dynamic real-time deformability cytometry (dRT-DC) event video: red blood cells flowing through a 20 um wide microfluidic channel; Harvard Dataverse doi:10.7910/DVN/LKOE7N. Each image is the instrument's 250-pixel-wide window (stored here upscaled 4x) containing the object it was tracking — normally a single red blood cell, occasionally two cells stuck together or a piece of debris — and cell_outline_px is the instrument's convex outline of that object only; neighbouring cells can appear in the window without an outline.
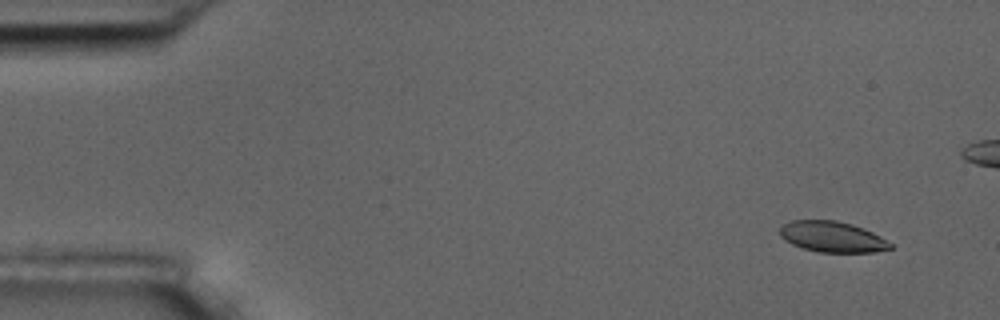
{"species": "common noctule bat (a hibernating species)", "species_latin": "Nyctalus noctula", "temperature_condition": "room temperature", "stored_images_in_passage": 9, "segment_of_instrument_passage": [1, 2], "camera_frame_rate_fps": 3000, "um_per_image_px": 0.085, "animal": {"sex": "male", "body_mass_g": 17.5, "forearm_length_mm": 52.3}, "frame": {"image": 1, "passage_image": 1, "time_ms": 0.0, "image_size_px": [1000, 320], "cell_outline_px": [[892, 248], [876, 252], [820, 252], [804, 248], [792, 244], [784, 240], [780, 236], [780, 228], [784, 224], [792, 220], [836, 220], [852, 224], [872, 232], [880, 236], [892, 244]], "centroid_in_image_um": [70.74, 20.12], "position_along_channel_um": 14.3, "area_um2": 19.71}}
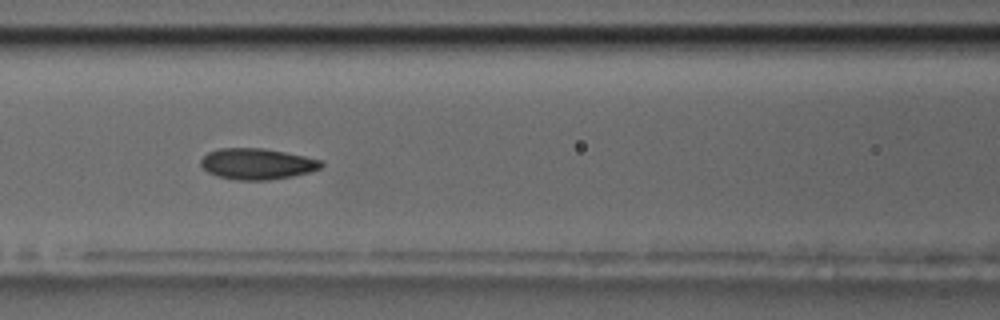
{"frame": {"image": 2, "passage_image": 7, "time_ms": 6.667, "image_size_px": [1000, 320], "cell_outline_px": [[324, 164], [320, 168], [308, 172], [292, 176], [268, 180], [236, 180], [216, 176], [208, 172], [200, 164], [200, 160], [208, 152], [220, 148], [264, 148], [304, 156], [320, 160]], "centroid_in_image_um": [21.82, 13.93], "position_along_channel_um": 144.8, "area_um2": 21.68}}
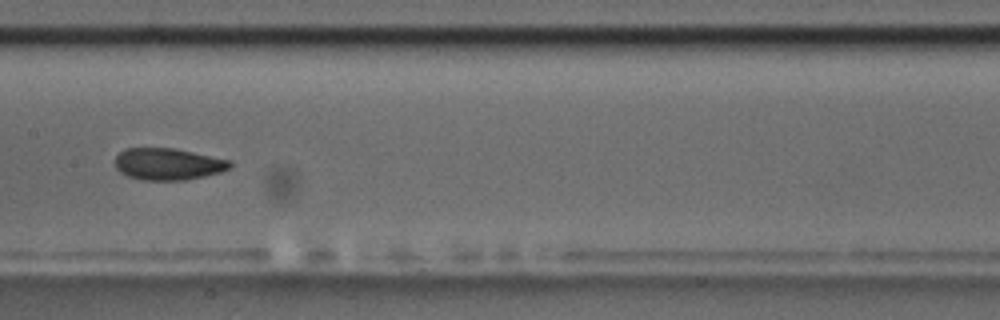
{"frame": {"image": 3, "passage_image": 8, "time_ms": 8.0, "image_size_px": [1000, 320], "cell_outline_px": [[232, 164], [228, 168], [220, 172], [204, 176], [184, 180], [140, 180], [128, 176], [120, 172], [116, 168], [116, 156], [124, 148], [176, 148], [228, 160]], "centroid_in_image_um": [14.24, 13.94], "position_along_channel_um": 193.2, "area_um2": 21.15}}